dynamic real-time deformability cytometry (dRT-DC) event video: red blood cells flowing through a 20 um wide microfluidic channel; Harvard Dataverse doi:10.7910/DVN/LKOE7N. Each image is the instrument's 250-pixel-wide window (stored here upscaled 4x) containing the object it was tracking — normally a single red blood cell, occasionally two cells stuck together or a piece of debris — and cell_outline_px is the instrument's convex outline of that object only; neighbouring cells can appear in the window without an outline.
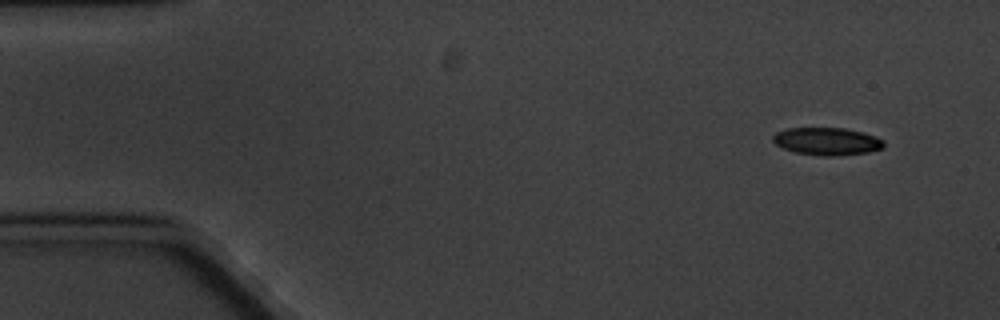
{"species": "common noctule bat (a hibernating species)", "species_latin": "Nyctalus noctula", "temperature_condition": "cold", "stored_images_in_passage": 9, "camera_frame_rate_fps": 3000, "um_per_image_px": 0.085, "animal": {"sex": "male", "body_mass_g": 20.1, "forearm_length_mm": 53.5}, "frame": {"image": 1, "passage_image": 1, "time_ms": 0.0, "image_size_px": [1000, 320], "cell_outline_px": [[884, 148], [868, 152], [832, 156], [820, 156], [796, 152], [784, 148], [776, 144], [772, 140], [772, 136], [776, 132], [788, 128], [844, 128], [864, 132], [884, 140]], "centroid_in_image_um": [70.3, 12.01], "position_along_channel_um": 14.7, "area_um2": 17.8}}
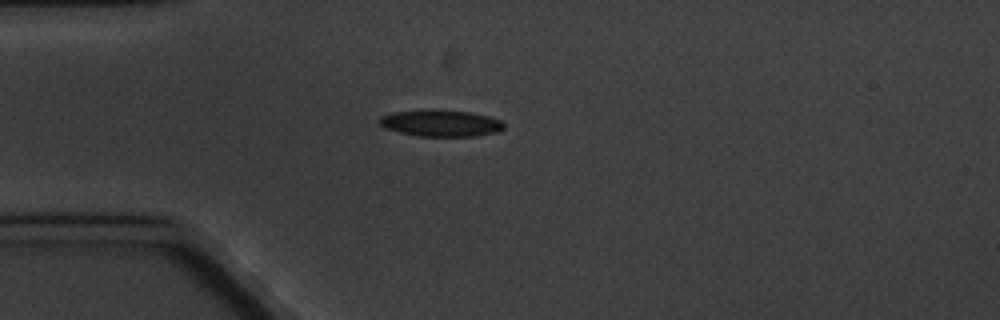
{"frame": {"image": 2, "passage_image": 4, "time_ms": 3.667, "image_size_px": [1000, 320], "cell_outline_px": [[504, 128], [496, 132], [472, 136], [420, 136], [400, 132], [384, 128], [376, 120], [380, 116], [392, 112], [428, 108], [432, 108], [472, 112], [488, 116], [500, 120], [504, 124]], "centroid_in_image_um": [37.41, 10.44], "position_along_channel_um": 47.6, "area_um2": 19.65}}